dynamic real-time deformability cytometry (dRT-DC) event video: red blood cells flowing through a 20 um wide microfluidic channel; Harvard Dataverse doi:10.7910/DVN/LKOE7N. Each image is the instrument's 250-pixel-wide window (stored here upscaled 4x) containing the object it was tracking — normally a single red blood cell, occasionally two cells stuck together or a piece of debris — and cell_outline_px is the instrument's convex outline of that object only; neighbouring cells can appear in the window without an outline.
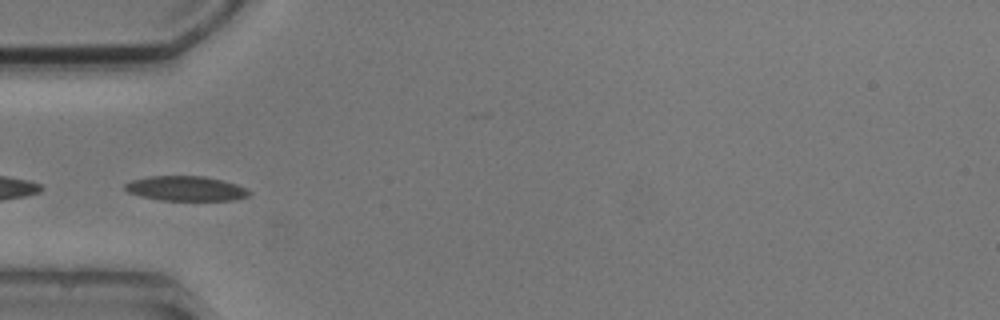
{"species": "common noctule bat (a hibernating species)", "species_latin": "Nyctalus noctula", "temperature_condition": "cold", "stored_images_in_passage": 6, "camera_frame_rate_fps": 3000, "um_per_image_px": 0.085, "animal": {"sex": "male", "body_mass_g": 20.5, "forearm_length_mm": 52.5}, "frame": {"image": 1, "passage_image": 5, "time_ms": 4.667, "image_size_px": [1000, 320], "cell_outline_px": [[252, 192], [248, 196], [236, 200], [160, 200], [140, 196], [128, 192], [124, 188], [124, 184], [132, 180], [148, 176], [204, 176], [224, 180], [236, 184]], "centroid_in_image_um": [15.8, 16.02], "position_along_channel_um": 69.2, "area_um2": 17.98}}